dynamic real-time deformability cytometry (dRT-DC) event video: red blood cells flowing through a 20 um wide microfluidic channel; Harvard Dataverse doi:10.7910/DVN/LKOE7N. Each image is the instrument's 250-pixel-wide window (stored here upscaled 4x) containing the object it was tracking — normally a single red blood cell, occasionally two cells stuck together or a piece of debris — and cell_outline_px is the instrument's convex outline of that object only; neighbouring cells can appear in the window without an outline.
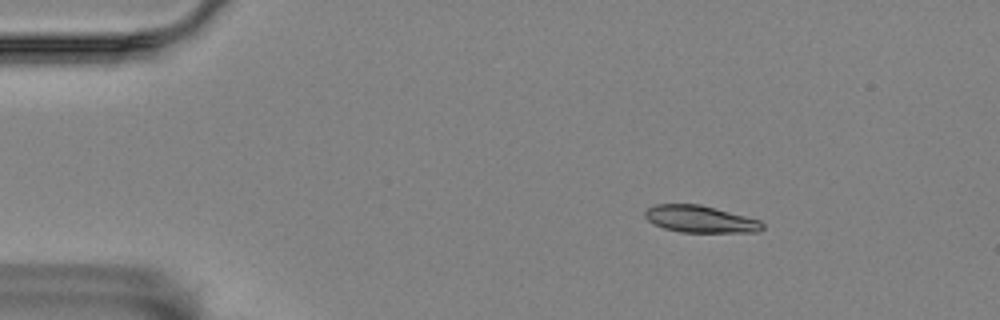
{"species": "Egyptian fruit bat (a non-hibernating species)", "species_latin": "Rousettus aegyptiacus", "temperature_condition": "room temperature", "stored_images_in_passage": 3, "camera_frame_rate_fps": 3000, "um_per_image_px": 0.085, "animal": {"sex": "female"}, "frame": {"image": 1, "passage_image": 1, "time_ms": 0.0, "image_size_px": [1000, 320], "cell_outline_px": [[764, 228], [760, 232], [680, 232], [664, 228], [648, 220], [644, 216], [644, 212], [648, 208], [656, 204], [700, 204], [716, 208], [760, 220], [764, 224]], "centroid_in_image_um": [59.55, 18.62], "position_along_channel_um": 25.5, "area_um2": 18.44}}